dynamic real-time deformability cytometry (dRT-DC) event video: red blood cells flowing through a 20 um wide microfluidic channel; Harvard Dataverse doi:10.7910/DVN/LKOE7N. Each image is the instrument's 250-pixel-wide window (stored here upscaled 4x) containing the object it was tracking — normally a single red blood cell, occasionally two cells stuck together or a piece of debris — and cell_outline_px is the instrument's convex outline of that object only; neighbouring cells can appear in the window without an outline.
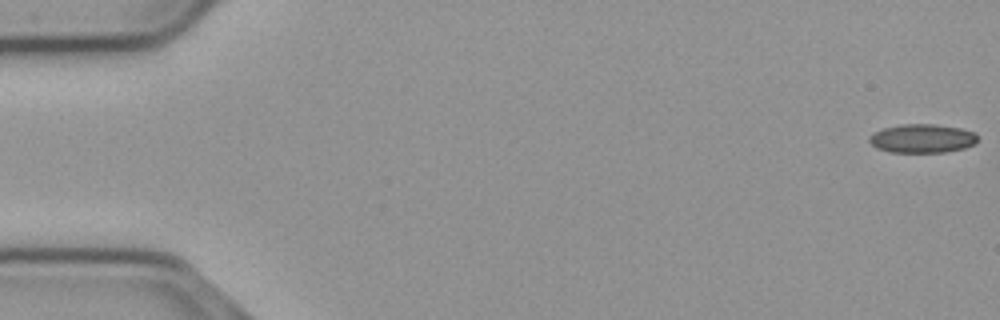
{"species": "common noctule bat (a hibernating species)", "species_latin": "Nyctalus noctula", "temperature_condition": "cold", "stored_images_in_passage": 16, "camera_frame_rate_fps": 3000, "um_per_image_px": 0.085, "animal": {"sex": "male", "body_mass_g": 23.1, "forearm_length_mm": 52.7}, "frame": {"image": 1, "passage_image": 1, "time_ms": 0.0, "image_size_px": [1000, 320], "cell_outline_px": [[976, 144], [964, 148], [944, 152], [888, 152], [876, 148], [868, 140], [868, 136], [872, 132], [884, 128], [900, 124], [932, 124], [960, 128], [976, 132]], "centroid_in_image_um": [78.36, 11.77], "position_along_channel_um": 6.6, "area_um2": 18.26}}
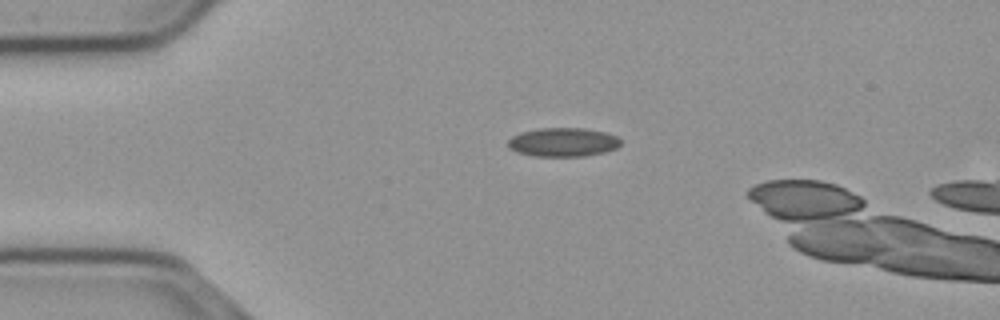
{"frame": {"image": 2, "passage_image": 13, "time_ms": 4.0, "image_size_px": [1000, 320], "cell_outline_px": [[620, 144], [616, 148], [604, 152], [584, 156], [532, 156], [516, 152], [508, 148], [508, 140], [512, 136], [520, 132], [536, 128], [584, 128], [604, 132], [616, 136], [620, 140]], "centroid_in_image_um": [47.81, 12.08], "position_along_channel_um": 37.2, "area_um2": 19.02}}